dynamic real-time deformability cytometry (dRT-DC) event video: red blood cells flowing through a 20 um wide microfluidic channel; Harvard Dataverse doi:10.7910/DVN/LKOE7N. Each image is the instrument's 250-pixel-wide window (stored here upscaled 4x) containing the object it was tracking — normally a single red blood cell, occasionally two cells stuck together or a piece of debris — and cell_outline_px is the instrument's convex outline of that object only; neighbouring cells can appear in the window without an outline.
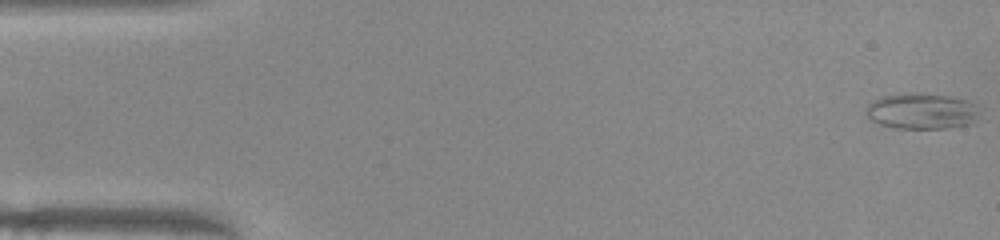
{"species": "common noctule bat (a hibernating species)", "species_latin": "Nyctalus noctula", "temperature_condition": "warm", "stored_images_in_passage": 51, "camera_frame_rate_fps": 3000, "um_per_image_px": 0.085, "animal": {"sex": "female", "body_mass_g": 22.0, "forearm_length_mm": 56.7}, "frame": {"image": 1, "passage_image": 1, "time_ms": 0.0, "image_size_px": [1000, 240], "cell_outline_px": [[976, 116], [972, 124], [948, 128], [896, 128], [880, 124], [872, 120], [864, 112], [864, 108], [872, 100], [880, 96], [900, 92], [924, 92], [948, 96], [968, 100], [976, 104]], "centroid_in_image_um": [78.28, 9.41], "position_along_channel_um": 6.7, "area_um2": 24.16}}
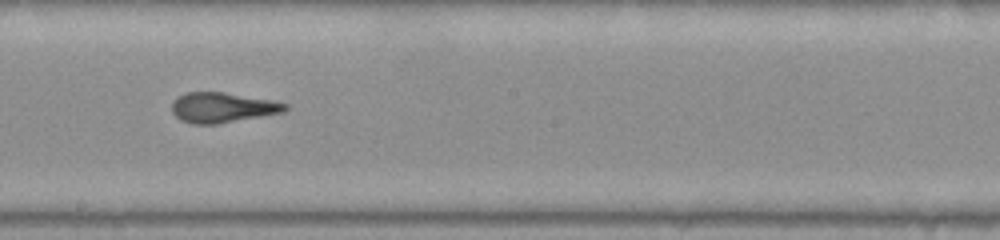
{"frame": {"image": 2, "passage_image": 28, "time_ms": 9.0, "image_size_px": [1000, 240], "cell_outline_px": [[288, 108], [284, 112], [216, 124], [192, 124], [180, 120], [172, 112], [172, 100], [188, 92], [224, 92], [268, 100], [288, 104]], "centroid_in_image_um": [18.87, 9.15], "position_along_channel_um": 229.3, "area_um2": 19.65}}
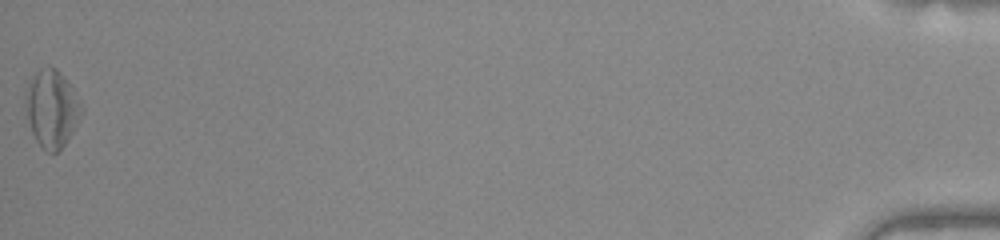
{"frame": {"image": 3, "passage_image": 51, "time_ms": 16.667, "image_size_px": [1000, 240], "cell_outline_px": [[84, 108], [72, 132], [64, 144], [56, 152], [48, 152], [36, 140], [32, 132], [28, 120], [24, 96], [36, 72], [40, 68], [56, 68], [60, 72], [72, 88], [80, 100]], "centroid_in_image_um": [4.41, 9.23], "position_along_channel_um": 430.8, "area_um2": 24.51}, "authors_computed_cell_mechanics": {"area_um2": 20.9814, "velocity_mm_per_s": 4.0028, "shape_relaxation_time_tau1_ms": 7.9279, "shape_relaxation_time_tau2_ms": 2.1432, "deformation_change_tau1": 0.2379, "deformation_change_tau2": 0.1258}}